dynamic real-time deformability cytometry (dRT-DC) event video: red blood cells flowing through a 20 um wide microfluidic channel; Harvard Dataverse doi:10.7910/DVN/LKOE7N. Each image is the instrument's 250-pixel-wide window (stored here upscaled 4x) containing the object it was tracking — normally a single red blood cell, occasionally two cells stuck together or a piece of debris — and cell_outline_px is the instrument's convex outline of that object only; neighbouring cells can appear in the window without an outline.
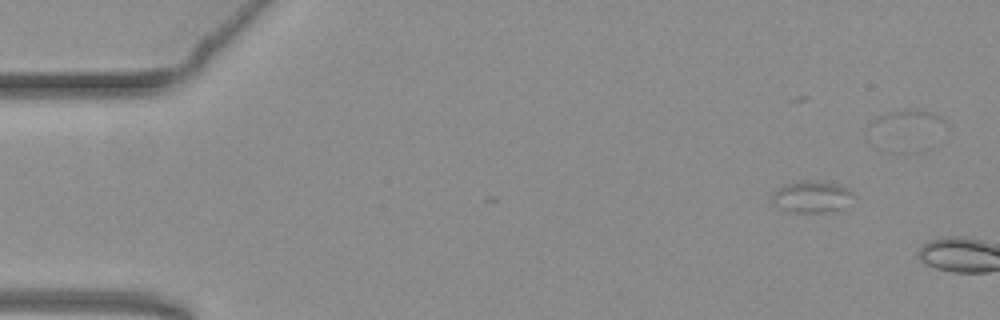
{"species": "common noctule bat (a hibernating species)", "species_latin": "Nyctalus noctula", "temperature_condition": "warm", "stored_images_in_passage": 8, "camera_frame_rate_fps": 3000, "um_per_image_px": 0.085, "animal": {"sex": "female", "body_mass_g": 19.3, "forearm_length_mm": 54.1}, "frame": {"image": 1, "passage_image": 5, "time_ms": 1.333, "image_size_px": [1000, 320], "cell_outline_px": [[856, 196], [840, 208], [828, 212], [792, 212], [776, 204], [772, 200], [772, 192], [784, 184], [796, 180], [820, 180], [840, 184], [848, 188]], "centroid_in_image_um": [69.02, 16.67], "position_along_channel_um": 16.0, "area_um2": 15.14}}